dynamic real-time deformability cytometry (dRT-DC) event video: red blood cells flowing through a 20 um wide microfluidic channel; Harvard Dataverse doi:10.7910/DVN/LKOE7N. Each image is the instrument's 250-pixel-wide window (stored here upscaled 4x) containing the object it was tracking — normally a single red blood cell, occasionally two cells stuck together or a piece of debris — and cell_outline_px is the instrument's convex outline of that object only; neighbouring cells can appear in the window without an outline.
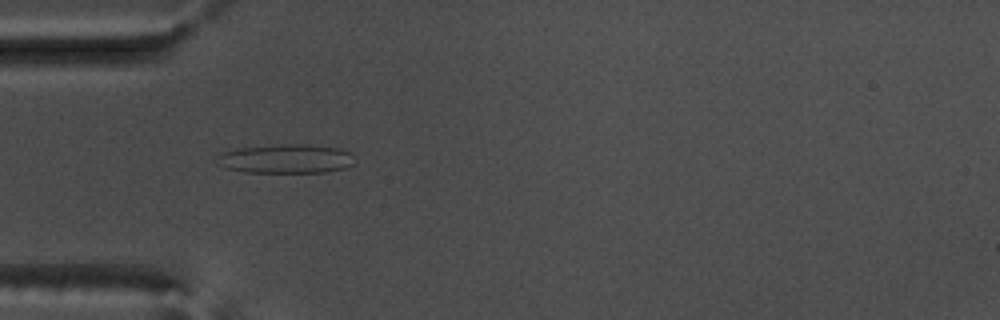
{"species": "common noctule bat (a hibernating species)", "species_latin": "Nyctalus noctula", "temperature_condition": "warm", "stored_images_in_passage": 47, "camera_frame_rate_fps": 3000, "um_per_image_px": 0.085, "animal": {"sex": "male", "body_mass_g": 17.5, "forearm_length_mm": 52.3}, "frame": {"image": 1, "passage_image": 9, "time_ms": 2.667, "image_size_px": [1000, 320], "cell_outline_px": [[356, 164], [344, 168], [324, 172], [244, 172], [224, 168], [216, 164], [216, 156], [224, 152], [240, 148], [284, 144], [304, 144], [340, 148], [348, 152], [356, 160]], "centroid_in_image_um": [24.31, 13.5], "position_along_channel_um": 60.7, "area_um2": 23.41}}
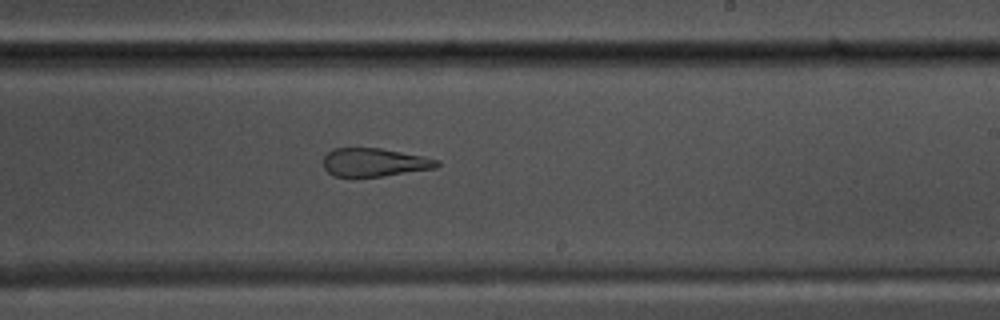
{"frame": {"image": 2, "passage_image": 25, "time_ms": 8.0, "image_size_px": [1000, 320], "cell_outline_px": [[440, 164], [436, 168], [384, 176], [332, 176], [324, 168], [324, 156], [332, 148], [380, 148], [440, 160]], "centroid_in_image_um": [31.81, 13.8], "position_along_channel_um": 257.2, "area_um2": 18.61}}
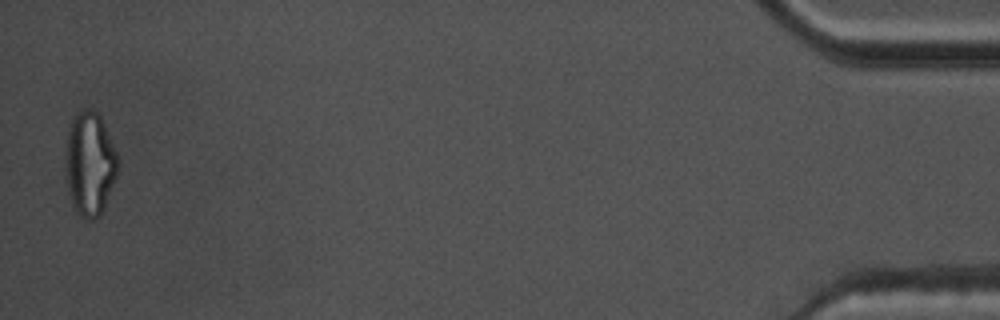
{"frame": {"image": 3, "passage_image": 46, "time_ms": 15.0, "image_size_px": [1000, 320], "cell_outline_px": [[120, 164], [116, 176], [104, 208], [100, 216], [92, 220], [88, 220], [80, 216], [76, 212], [72, 204], [68, 192], [64, 168], [64, 148], [68, 128], [72, 116], [76, 112], [84, 108], [88, 108], [96, 112], [100, 116], [104, 124], [120, 160]], "centroid_in_image_um": [7.6, 13.91], "position_along_channel_um": 427.6, "area_um2": 32.54}, "authors_computed_cell_mechanics": {"area_um2": 22.7732, "velocity_mm_per_s": 3.741, "shape_relaxation_time_tau1_ms": null, "shape_relaxation_time_tau2_ms": 2.0279, "deformation_change_tau1": null, "deformation_change_tau2": 0.1098}}